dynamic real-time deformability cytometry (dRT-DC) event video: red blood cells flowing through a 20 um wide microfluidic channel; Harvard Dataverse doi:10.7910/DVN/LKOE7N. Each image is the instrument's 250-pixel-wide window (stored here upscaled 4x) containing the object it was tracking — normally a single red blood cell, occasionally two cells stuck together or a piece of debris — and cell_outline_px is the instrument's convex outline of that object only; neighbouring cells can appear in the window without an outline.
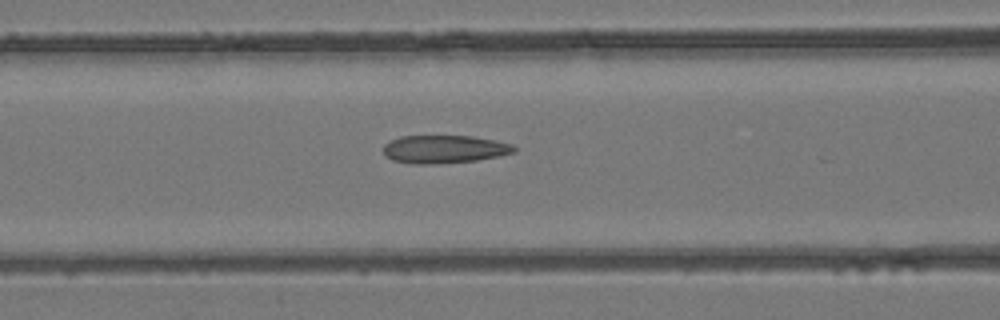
{"species": "common noctule bat (a hibernating species)", "species_latin": "Nyctalus noctula", "temperature_condition": "room temperature", "stored_images_in_passage": 25, "camera_frame_rate_fps": 3000, "um_per_image_px": 0.085, "animal": {"sex": "female", "body_mass_g": 24.6, "forearm_length_mm": 56.2}, "frame": {"image": 1, "passage_image": 21, "time_ms": 6.667, "image_size_px": [1000, 320], "cell_outline_px": [[516, 152], [500, 156], [476, 160], [436, 164], [412, 164], [392, 160], [384, 156], [384, 144], [400, 136], [472, 136], [496, 140], [512, 144], [516, 148]], "centroid_in_image_um": [37.77, 12.68], "position_along_channel_um": 128.8, "area_um2": 21.5}}
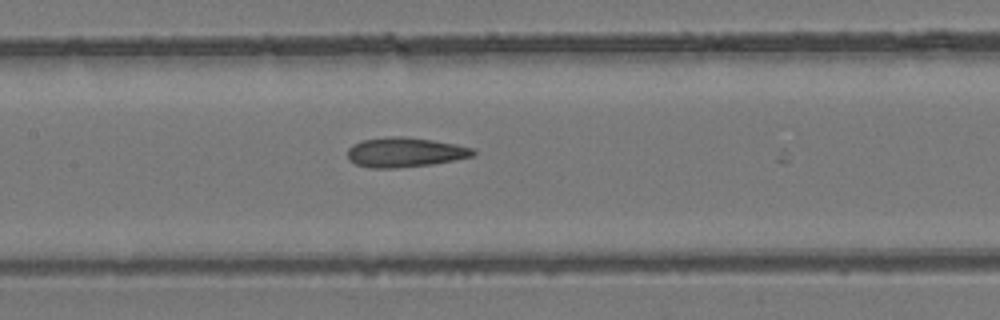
{"frame": {"image": 2, "passage_image": 24, "time_ms": 7.667, "image_size_px": [1000, 320], "cell_outline_px": [[476, 152], [472, 156], [456, 160], [432, 164], [396, 168], [368, 168], [356, 164], [348, 160], [348, 148], [352, 144], [360, 140], [388, 136], [400, 136], [432, 140], [456, 144], [472, 148]], "centroid_in_image_um": [34.38, 12.94], "position_along_channel_um": 173.0, "area_um2": 21.85}}